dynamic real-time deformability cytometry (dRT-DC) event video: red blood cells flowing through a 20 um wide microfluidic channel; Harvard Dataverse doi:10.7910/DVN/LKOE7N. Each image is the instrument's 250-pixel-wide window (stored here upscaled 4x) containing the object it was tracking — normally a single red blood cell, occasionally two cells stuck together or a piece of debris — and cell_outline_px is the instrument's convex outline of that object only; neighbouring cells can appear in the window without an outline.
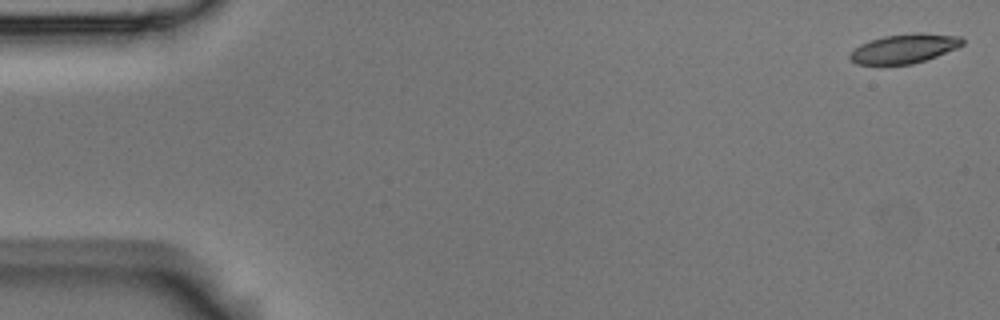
{"species": "Egyptian fruit bat (a non-hibernating species)", "species_latin": "Rousettus aegyptiacus", "temperature_condition": "room temperature", "stored_images_in_passage": 6, "camera_frame_rate_fps": 3000, "um_per_image_px": 0.085, "animal": {"sex": "male"}, "frame": {"image": 1, "passage_image": 1, "time_ms": 0.0, "image_size_px": [1000, 320], "cell_outline_px": [[964, 44], [956, 48], [936, 56], [912, 64], [856, 64], [848, 56], [860, 44], [884, 36], [912, 32], [920, 32], [960, 36], [964, 40]], "centroid_in_image_um": [76.89, 4.11], "position_along_channel_um": 8.1, "area_um2": 19.02}}
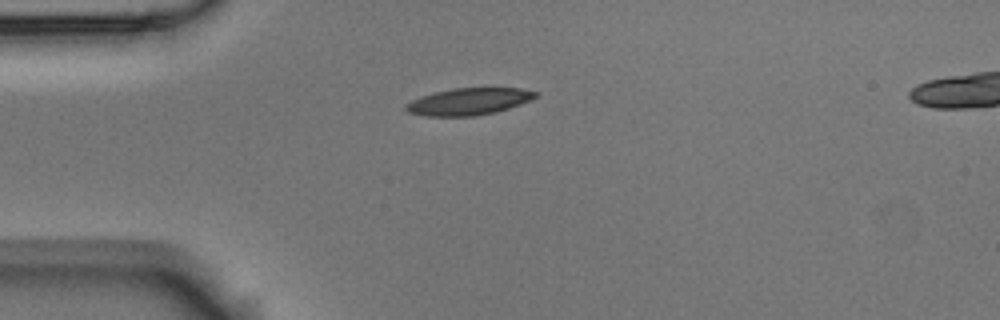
{"frame": {"image": 2, "passage_image": 4, "time_ms": 1.0, "image_size_px": [1000, 320], "cell_outline_px": [[540, 92], [536, 96], [520, 104], [496, 112], [476, 116], [424, 116], [408, 112], [404, 108], [404, 104], [420, 96], [452, 88], [520, 88]], "centroid_in_image_um": [39.81, 8.63], "position_along_channel_um": 45.2, "area_um2": 20.35}}
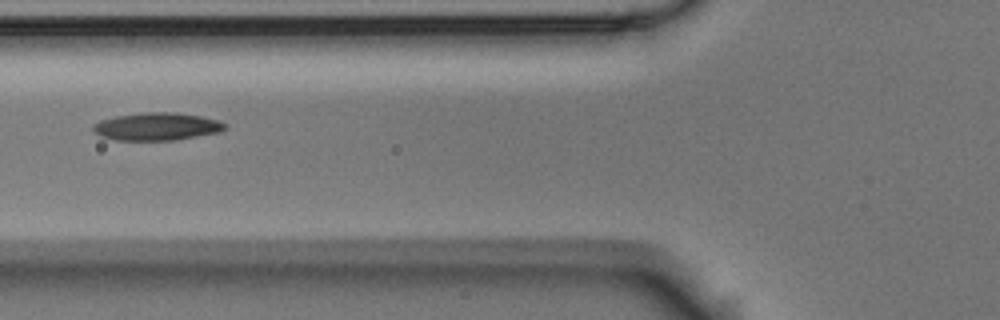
{"frame": {"image": 3, "passage_image": 6, "time_ms": 1.667, "image_size_px": [1000, 320], "cell_outline_px": [[228, 128], [220, 132], [176, 140], [116, 140], [100, 136], [92, 128], [100, 120], [116, 116], [148, 112], [172, 112], [200, 116], [216, 120], [224, 124]], "centroid_in_image_um": [13.34, 10.76], "position_along_channel_um": 112.5, "area_um2": 21.04}}